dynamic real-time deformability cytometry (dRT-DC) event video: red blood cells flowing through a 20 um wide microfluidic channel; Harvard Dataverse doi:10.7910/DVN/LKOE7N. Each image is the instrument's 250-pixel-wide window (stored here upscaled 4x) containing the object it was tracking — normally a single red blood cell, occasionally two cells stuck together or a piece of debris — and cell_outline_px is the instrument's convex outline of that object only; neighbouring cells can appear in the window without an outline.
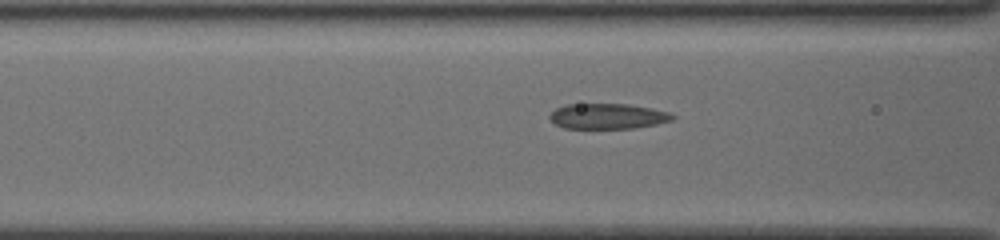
{"species": "common noctule bat (a hibernating species)", "species_latin": "Nyctalus noctula", "temperature_condition": "cold", "stored_images_in_passage": 20, "camera_frame_rate_fps": 3000, "um_per_image_px": 0.085, "animal": {"sex": "female", "body_mass_g": 19.5, "forearm_length_mm": 54.1}, "frame": {"image": 1, "passage_image": 17, "time_ms": 5.333, "image_size_px": [1000, 240], "cell_outline_px": [[676, 116], [672, 120], [656, 124], [636, 128], [564, 128], [556, 124], [548, 116], [556, 108], [568, 104], [628, 104], [668, 112]], "centroid_in_image_um": [51.65, 9.88], "position_along_channel_um": 115.0, "area_um2": 17.98}}